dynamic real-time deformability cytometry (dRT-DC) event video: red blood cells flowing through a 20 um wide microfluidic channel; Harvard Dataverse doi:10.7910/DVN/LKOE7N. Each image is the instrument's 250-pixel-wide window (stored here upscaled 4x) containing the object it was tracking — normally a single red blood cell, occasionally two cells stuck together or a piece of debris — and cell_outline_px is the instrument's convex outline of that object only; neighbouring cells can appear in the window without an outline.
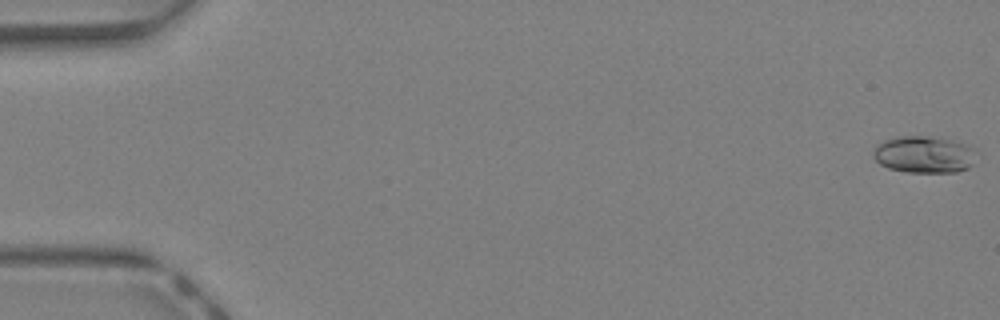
{"species": "Egyptian fruit bat (a non-hibernating species)", "species_latin": "Rousettus aegyptiacus", "temperature_condition": "warm", "stored_images_in_passage": 13, "camera_frame_rate_fps": 3000, "um_per_image_px": 0.085, "animal": {"sex": "female"}, "frame": {"image": 1, "passage_image": 1, "time_ms": 0.0, "image_size_px": [1000, 320], "cell_outline_px": [[972, 164], [968, 168], [956, 172], [908, 172], [888, 168], [880, 164], [872, 156], [872, 152], [876, 144], [900, 136], [924, 136], [964, 144], [968, 148]], "centroid_in_image_um": [78.4, 13.16], "position_along_channel_um": 6.6, "area_um2": 21.27}}
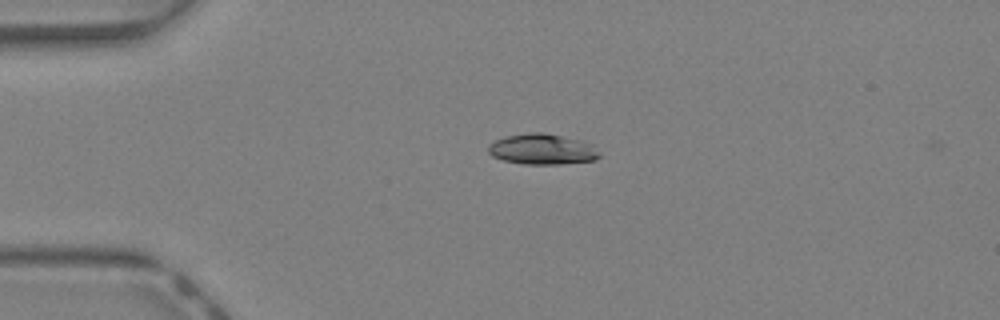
{"frame": {"image": 2, "passage_image": 11, "time_ms": 3.333, "image_size_px": [1000, 320], "cell_outline_px": [[600, 156], [596, 160], [560, 164], [524, 164], [504, 160], [492, 156], [488, 152], [488, 144], [504, 136], [528, 132], [544, 132], [580, 140], [592, 144]], "centroid_in_image_um": [46.07, 12.67], "position_along_channel_um": 38.9, "area_um2": 19.88}}